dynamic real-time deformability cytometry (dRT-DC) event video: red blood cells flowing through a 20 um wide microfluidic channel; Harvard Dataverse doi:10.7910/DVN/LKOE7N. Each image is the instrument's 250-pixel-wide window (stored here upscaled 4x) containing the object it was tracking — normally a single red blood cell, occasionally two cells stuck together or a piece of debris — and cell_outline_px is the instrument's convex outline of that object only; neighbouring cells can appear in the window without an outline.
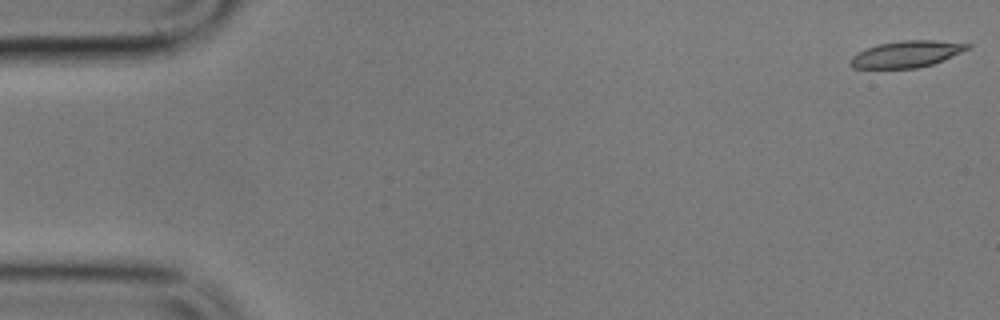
{"species": "common noctule bat (a hibernating species)", "species_latin": "Nyctalus noctula", "temperature_condition": "cold", "stored_images_in_passage": 6, "camera_frame_rate_fps": 3000, "um_per_image_px": 0.085, "animal": {"sex": "male", "body_mass_g": 17.9}, "frame": {"image": 1, "passage_image": 1, "time_ms": 0.0, "image_size_px": [1000, 320], "cell_outline_px": [[972, 48], [944, 60], [932, 64], [916, 68], [852, 68], [848, 64], [852, 56], [876, 44], [900, 40], [932, 40], [972, 44]], "centroid_in_image_um": [77.08, 4.59], "position_along_channel_um": 7.9, "area_um2": 18.21}}
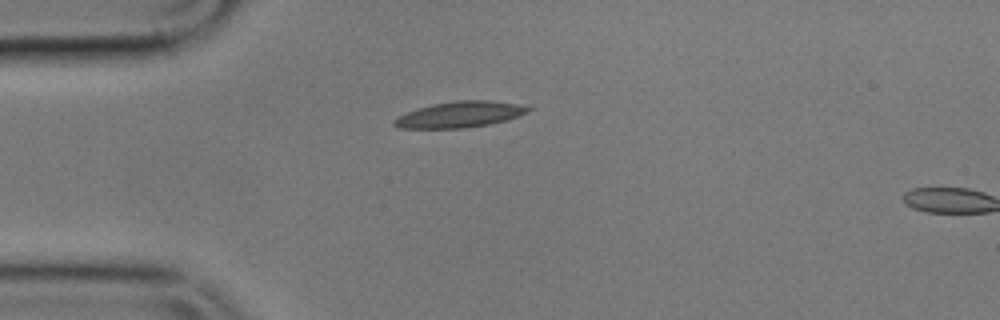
{"frame": {"image": 2, "passage_image": 5, "time_ms": 4.667, "image_size_px": [1000, 320], "cell_outline_px": [[532, 108], [528, 112], [508, 120], [488, 124], [464, 128], [396, 128], [392, 124], [392, 120], [408, 112], [432, 104], [456, 100], [488, 100], [516, 104]], "centroid_in_image_um": [39.08, 9.73], "position_along_channel_um": 45.9, "area_um2": 20.11}}